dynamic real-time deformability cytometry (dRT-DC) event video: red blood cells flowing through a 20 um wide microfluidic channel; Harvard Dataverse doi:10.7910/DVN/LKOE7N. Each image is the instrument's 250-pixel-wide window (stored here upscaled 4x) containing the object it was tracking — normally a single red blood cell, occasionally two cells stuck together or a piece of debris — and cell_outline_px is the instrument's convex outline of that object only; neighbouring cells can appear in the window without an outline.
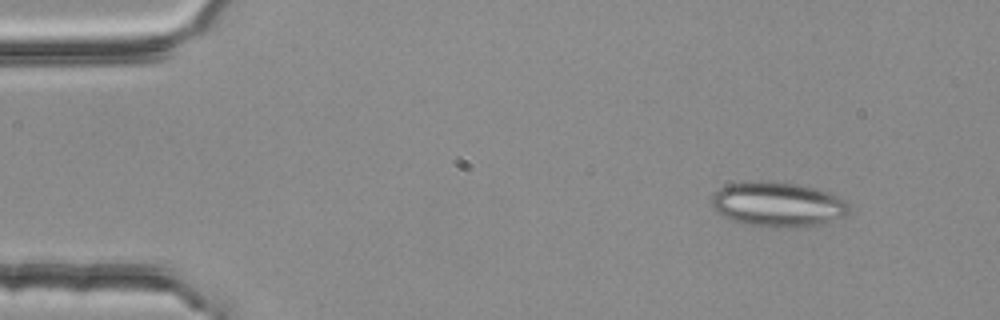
{"species": "common noctule bat (a hibernating species)", "species_latin": "Nyctalus noctula", "temperature_condition": "room temperature", "stored_images_in_passage": 3, "camera_frame_rate_fps": 3000, "um_per_image_px": 0.085, "animal": {"sex": "female", "body_mass_g": 25.1}, "frame": {"image": 1, "passage_image": 1, "time_ms": 0.0, "image_size_px": [1000, 320], "cell_outline_px": [[848, 212], [844, 216], [828, 224], [796, 228], [776, 228], [744, 224], [732, 220], [716, 212], [712, 208], [712, 196], [720, 188], [728, 184], [748, 180], [764, 180], [796, 184], [816, 188], [840, 196], [848, 204]], "centroid_in_image_um": [66.12, 17.38], "position_along_channel_um": 18.9, "area_um2": 36.59}}